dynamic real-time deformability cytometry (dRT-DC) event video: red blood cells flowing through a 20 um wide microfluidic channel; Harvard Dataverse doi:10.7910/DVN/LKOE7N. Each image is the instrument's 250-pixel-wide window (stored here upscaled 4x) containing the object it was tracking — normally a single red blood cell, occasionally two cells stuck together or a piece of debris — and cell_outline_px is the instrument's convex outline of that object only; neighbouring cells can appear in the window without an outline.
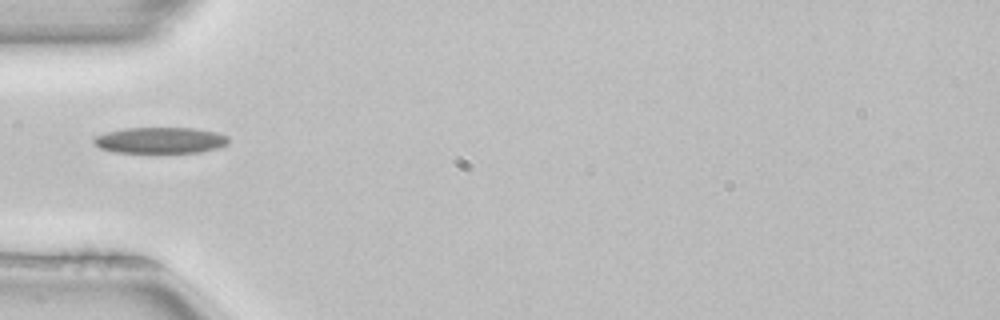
{"species": "common noctule bat (a hibernating species)", "species_latin": "Nyctalus noctula", "temperature_condition": "room temperature", "stored_images_in_passage": 4, "camera_frame_rate_fps": 3000, "um_per_image_px": 0.085, "animal": {"sex": "female", "body_mass_g": 22.7, "forearm_length_mm": 54.2}, "frame": {"image": 1, "passage_image": 4, "time_ms": 1.0, "image_size_px": [1000, 320], "cell_outline_px": [[228, 144], [216, 148], [200, 152], [116, 152], [100, 148], [92, 140], [96, 136], [108, 132], [124, 128], [192, 128], [216, 132], [228, 136]], "centroid_in_image_um": [13.64, 11.92], "position_along_channel_um": 71.4, "area_um2": 20.23}}